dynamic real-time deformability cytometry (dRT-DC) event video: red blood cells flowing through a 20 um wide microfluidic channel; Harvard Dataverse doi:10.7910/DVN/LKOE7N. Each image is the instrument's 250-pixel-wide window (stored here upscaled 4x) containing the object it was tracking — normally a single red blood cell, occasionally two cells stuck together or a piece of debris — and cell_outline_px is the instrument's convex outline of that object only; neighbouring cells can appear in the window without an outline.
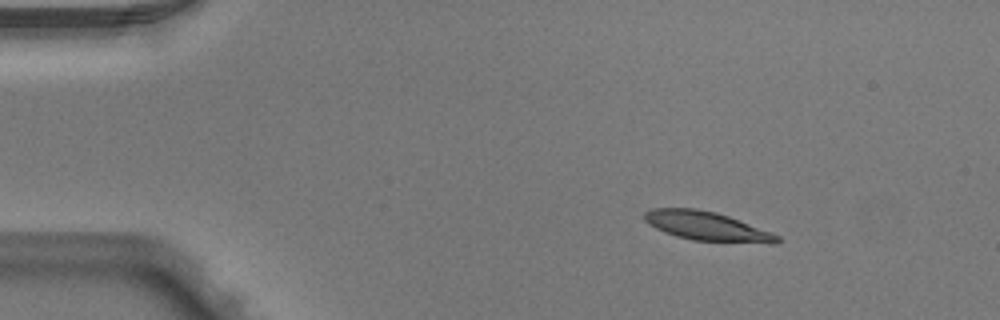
{"species": "Egyptian fruit bat (a non-hibernating species)", "species_latin": "Rousettus aegyptiacus", "temperature_condition": "warm", "stored_images_in_passage": 5, "segment_of_instrument_passage": [1, 2], "camera_frame_rate_fps": 3000, "um_per_image_px": 0.085, "animal": {"sex": "male"}, "frame": {"image": 1, "passage_image": 2, "time_ms": 0.333, "image_size_px": [1000, 320], "cell_outline_px": [[780, 240], [776, 244], [772, 244], [692, 240], [676, 236], [664, 232], [648, 224], [644, 220], [644, 212], [652, 208], [696, 208], [716, 212], [728, 216], [772, 232], [780, 236]], "centroid_in_image_um": [60.09, 19.23], "position_along_channel_um": 24.9, "area_um2": 22.6}}
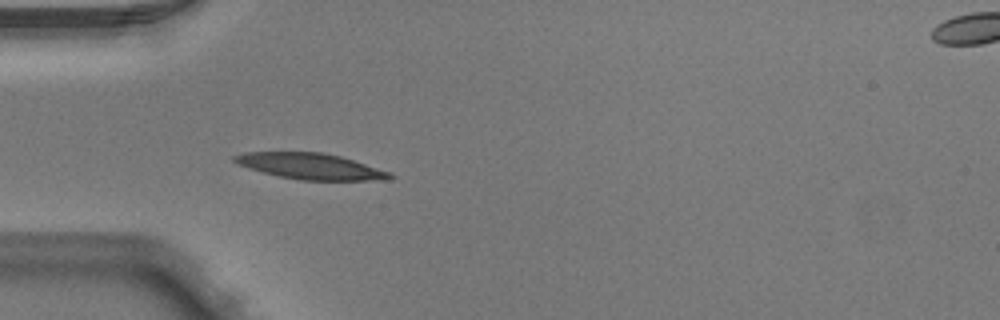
{"frame": {"image": 2, "passage_image": 4, "time_ms": 1.0, "image_size_px": [1000, 320], "cell_outline_px": [[396, 176], [392, 180], [300, 180], [280, 176], [248, 168], [236, 164], [232, 160], [232, 156], [244, 152], [320, 152], [340, 156], [392, 172]], "centroid_in_image_um": [26.43, 14.13], "position_along_channel_um": 58.6, "area_um2": 23.64}}